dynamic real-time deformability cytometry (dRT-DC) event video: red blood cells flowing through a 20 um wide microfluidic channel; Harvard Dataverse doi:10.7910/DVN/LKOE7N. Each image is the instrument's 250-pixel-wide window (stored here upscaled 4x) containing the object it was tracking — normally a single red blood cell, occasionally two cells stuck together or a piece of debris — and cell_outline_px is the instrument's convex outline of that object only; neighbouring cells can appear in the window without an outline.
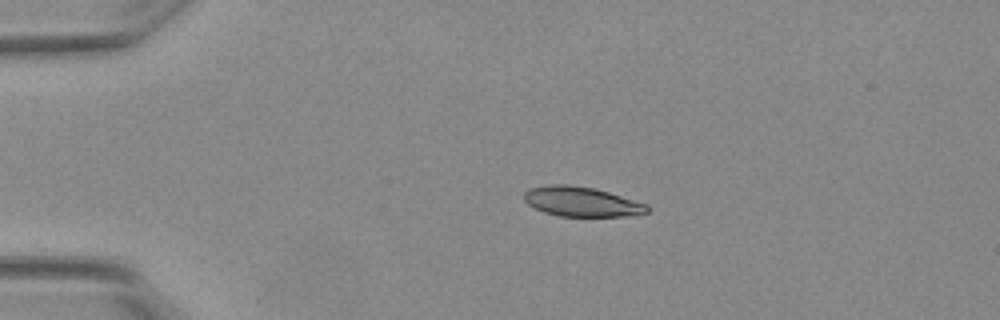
{"species": "Egyptian fruit bat (a non-hibernating species)", "species_latin": "Rousettus aegyptiacus", "temperature_condition": "warm", "stored_images_in_passage": 6, "camera_frame_rate_fps": 3000, "um_per_image_px": 0.085, "animal": {"sex": "female"}, "frame": {"image": 1, "passage_image": 3, "time_ms": 0.667, "image_size_px": [1000, 320], "cell_outline_px": [[648, 212], [624, 216], [560, 216], [544, 212], [528, 204], [524, 200], [524, 192], [528, 188], [552, 184], [564, 184], [592, 188], [608, 192], [648, 204]], "centroid_in_image_um": [49.4, 17.14], "position_along_channel_um": 35.6, "area_um2": 21.1}}
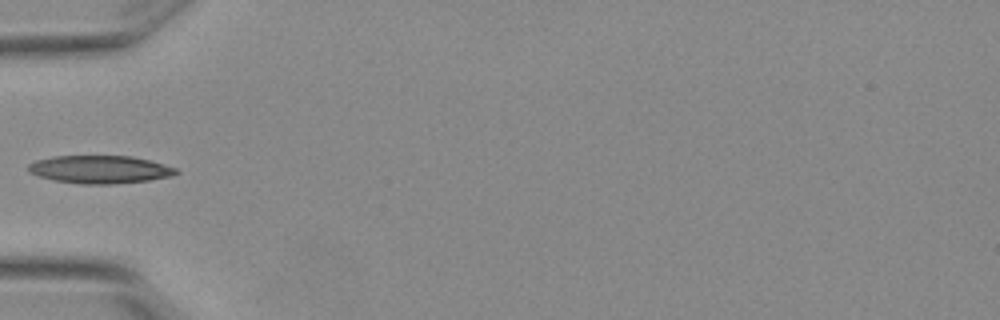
{"frame": {"image": 2, "passage_image": 5, "time_ms": 1.333, "image_size_px": [1000, 320], "cell_outline_px": [[180, 172], [172, 176], [148, 180], [112, 184], [84, 184], [56, 180], [40, 176], [28, 172], [28, 164], [36, 160], [56, 156], [132, 156], [164, 164], [176, 168]], "centroid_in_image_um": [8.51, 14.4], "position_along_channel_um": 76.5, "area_um2": 23.81}}
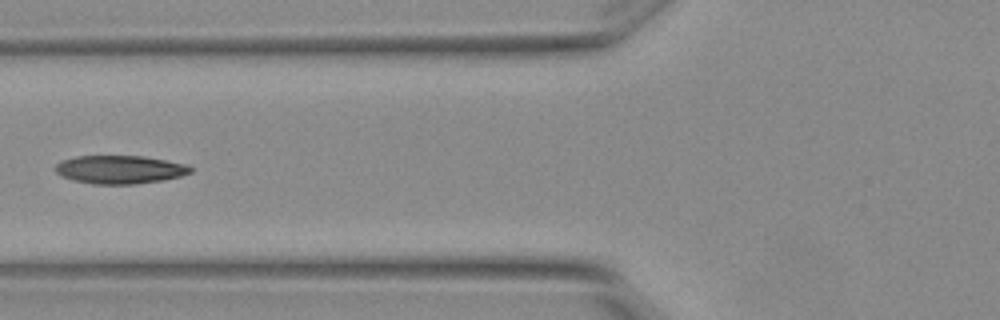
{"frame": {"image": 3, "passage_image": 6, "time_ms": 1.667, "image_size_px": [1000, 320], "cell_outline_px": [[192, 172], [180, 176], [160, 180], [132, 184], [92, 184], [76, 180], [64, 176], [56, 172], [56, 164], [64, 160], [76, 156], [144, 156], [184, 164], [192, 168]], "centroid_in_image_um": [10.19, 14.4], "position_along_channel_um": 115.6, "area_um2": 21.79}}